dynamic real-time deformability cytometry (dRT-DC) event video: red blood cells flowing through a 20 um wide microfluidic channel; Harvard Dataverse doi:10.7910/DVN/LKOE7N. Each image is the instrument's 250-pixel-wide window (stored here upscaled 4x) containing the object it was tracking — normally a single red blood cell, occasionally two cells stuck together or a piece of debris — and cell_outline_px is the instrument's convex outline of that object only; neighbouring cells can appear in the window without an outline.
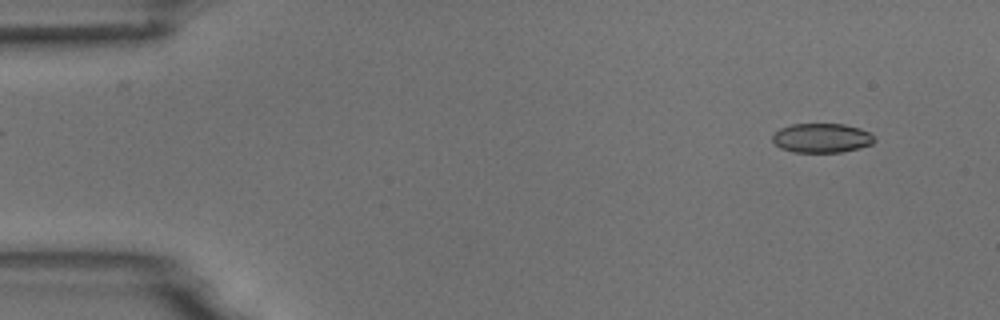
{"species": "common noctule bat (a hibernating species)", "species_latin": "Nyctalus noctula", "temperature_condition": "room temperature", "stored_images_in_passage": 4, "camera_frame_rate_fps": 3000, "um_per_image_px": 0.085, "animal": {"sex": "male", "body_mass_g": 18.8}, "frame": {"image": 1, "passage_image": 1, "time_ms": 0.0, "image_size_px": [1000, 320], "cell_outline_px": [[876, 140], [872, 144], [860, 148], [840, 152], [792, 152], [780, 148], [772, 140], [772, 136], [780, 128], [792, 124], [844, 124], [860, 128], [868, 132]], "centroid_in_image_um": [69.84, 11.73], "position_along_channel_um": 15.2, "area_um2": 17.4}}
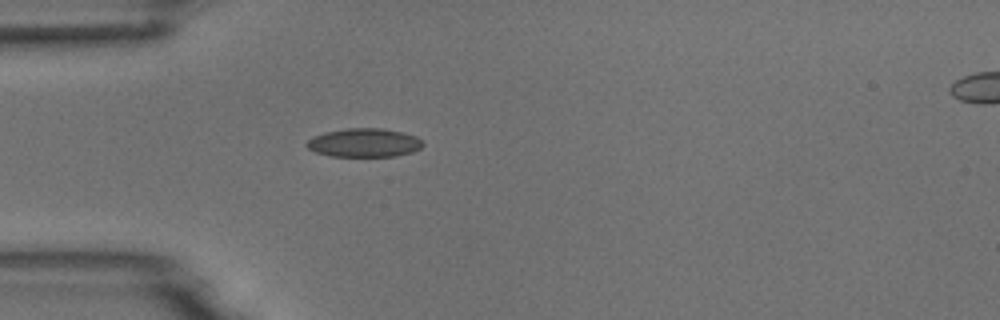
{"frame": {"image": 2, "passage_image": 4, "time_ms": 3.667, "image_size_px": [1000, 320], "cell_outline_px": [[424, 144], [420, 148], [412, 152], [396, 156], [328, 156], [316, 152], [308, 148], [304, 144], [312, 136], [324, 132], [348, 128], [380, 128], [400, 132], [416, 136]], "centroid_in_image_um": [30.91, 12.13], "position_along_channel_um": 54.1, "area_um2": 19.36}}